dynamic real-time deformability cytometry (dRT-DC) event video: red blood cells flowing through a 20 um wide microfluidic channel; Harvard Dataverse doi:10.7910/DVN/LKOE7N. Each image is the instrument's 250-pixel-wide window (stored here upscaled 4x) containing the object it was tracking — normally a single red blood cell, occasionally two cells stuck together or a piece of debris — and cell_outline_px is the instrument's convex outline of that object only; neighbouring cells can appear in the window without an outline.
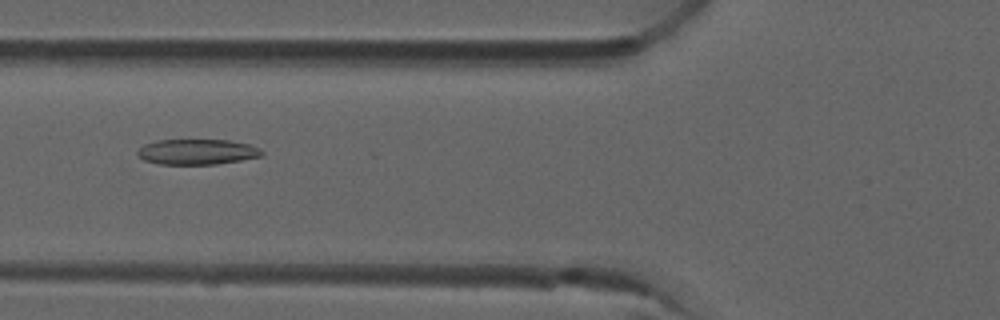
{"species": "common noctule bat (a hibernating species)", "species_latin": "Nyctalus noctula", "temperature_condition": "room temperature", "stored_images_in_passage": 7, "camera_frame_rate_fps": 3000, "um_per_image_px": 0.085, "animal": {"sex": "male", "forearm_length_mm": 52.5}, "frame": {"image": 1, "passage_image": 6, "time_ms": 1.667, "image_size_px": [1000, 320], "cell_outline_px": [[264, 152], [260, 156], [240, 160], [216, 164], [160, 164], [144, 160], [136, 152], [144, 144], [156, 140], [228, 140], [248, 144], [260, 148]], "centroid_in_image_um": [16.74, 12.9], "position_along_channel_um": 109.1, "area_um2": 18.26}}
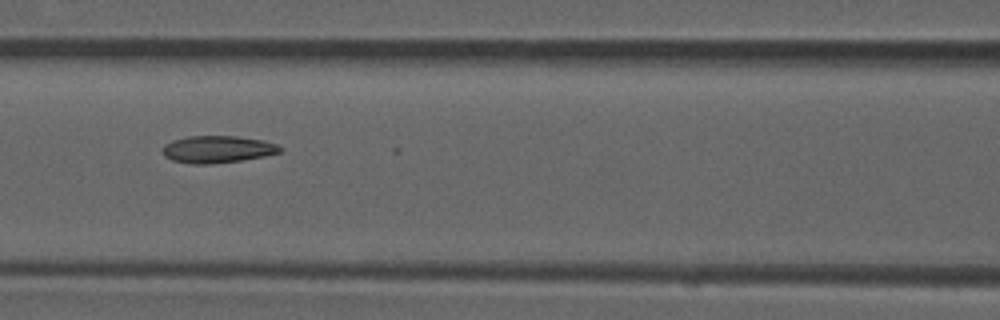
{"frame": {"image": 2, "passage_image": 7, "time_ms": 2.0, "image_size_px": [1000, 320], "cell_outline_px": [[284, 148], [280, 152], [264, 156], [240, 160], [212, 164], [192, 164], [172, 160], [164, 156], [164, 144], [172, 140], [188, 136], [236, 136], [264, 140], [276, 144]], "centroid_in_image_um": [18.49, 12.68], "position_along_channel_um": 148.1, "area_um2": 18.55}}